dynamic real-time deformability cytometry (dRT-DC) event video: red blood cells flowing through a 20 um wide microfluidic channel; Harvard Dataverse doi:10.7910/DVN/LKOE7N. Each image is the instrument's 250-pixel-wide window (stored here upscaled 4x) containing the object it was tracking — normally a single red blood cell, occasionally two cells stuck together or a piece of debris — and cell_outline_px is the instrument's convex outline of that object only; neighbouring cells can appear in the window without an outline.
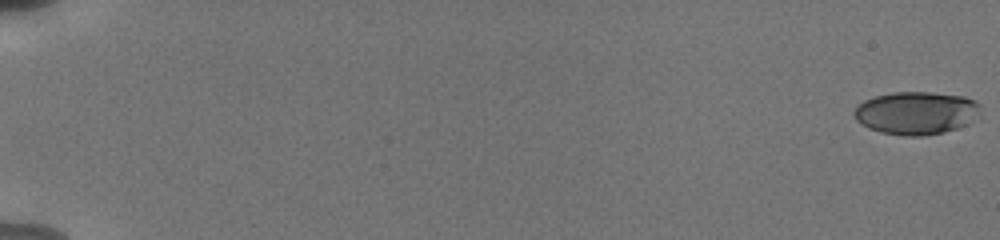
{"species": "human", "species_latin": "Homo sapiens", "temperature_condition": "cold", "stored_images_in_passage": 51, "camera_frame_rate_fps": 3000, "um_per_image_px": 0.085, "donor": {"sex": "male"}, "frame": {"image": 1, "passage_image": 1, "time_ms": 0.0, "image_size_px": [1000, 240], "cell_outline_px": [[980, 104], [968, 124], [944, 132], [924, 136], [904, 136], [880, 132], [868, 128], [856, 120], [852, 112], [864, 100], [876, 96], [892, 92], [928, 92], [964, 96], [976, 100]], "centroid_in_image_um": [77.82, 9.6], "position_along_channel_um": 7.2, "area_um2": 31.33}}
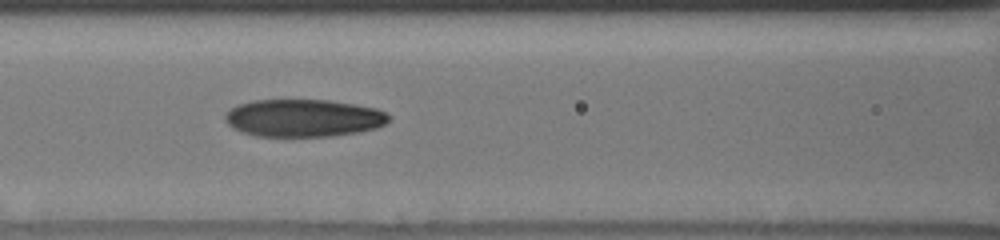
{"frame": {"image": 2, "passage_image": 26, "time_ms": 8.333, "image_size_px": [1000, 240], "cell_outline_px": [[388, 120], [384, 124], [376, 128], [360, 132], [332, 136], [256, 136], [232, 128], [224, 120], [224, 116], [236, 104], [252, 100], [328, 100], [376, 108], [388, 112]], "centroid_in_image_um": [25.78, 10.03], "position_along_channel_um": 140.8, "area_um2": 35.84}}
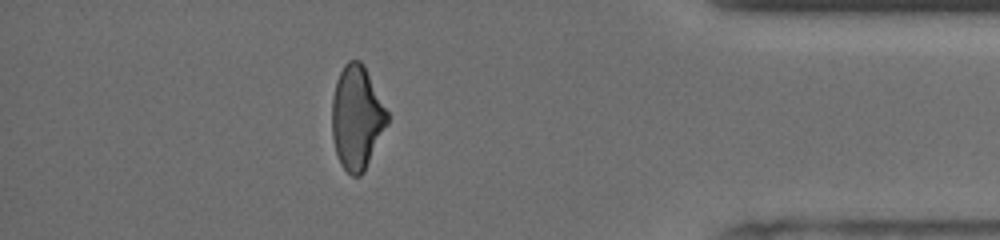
{"frame": {"image": 3, "passage_image": 45, "time_ms": 14.667, "image_size_px": [1000, 240], "cell_outline_px": [[388, 124], [364, 172], [360, 176], [352, 176], [340, 164], [336, 152], [332, 136], [332, 100], [336, 80], [344, 64], [348, 60], [360, 60], [364, 64], [388, 112]], "centroid_in_image_um": [30.33, 9.99], "position_along_channel_um": 404.9, "area_um2": 33.52}, "authors_computed_cell_mechanics": {"area_um2": 33.8708, "velocity_mm_per_s": 3.8161, "shape_relaxation_time_tau1_ms": 2.4145, "shape_relaxation_time_tau2_ms": 1.5644, "deformation_change_tau1": 0.1265, "deformation_change_tau2": 0.087}}